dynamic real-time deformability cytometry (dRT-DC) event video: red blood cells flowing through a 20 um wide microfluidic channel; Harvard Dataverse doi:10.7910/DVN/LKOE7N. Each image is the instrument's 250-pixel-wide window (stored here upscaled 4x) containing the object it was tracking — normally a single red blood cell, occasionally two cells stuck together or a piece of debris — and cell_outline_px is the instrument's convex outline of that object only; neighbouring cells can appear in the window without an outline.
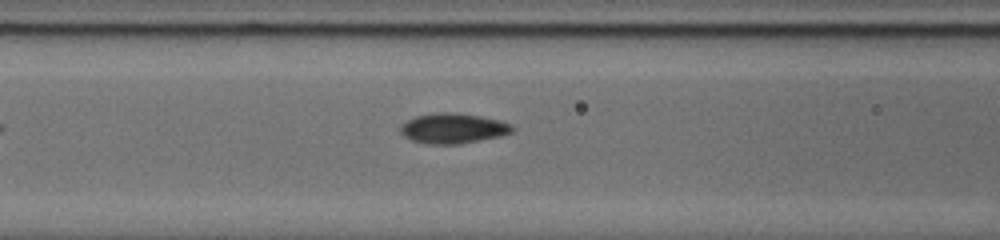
{"species": "common noctule bat (a hibernating species)", "species_latin": "Nyctalus noctula", "temperature_condition": "cold", "stored_images_in_passage": 10, "camera_frame_rate_fps": 3000, "um_per_image_px": 0.085, "animal": {"sex": "male", "body_mass_g": 20.0, "forearm_length_mm": 53.3}, "frame": {"image": 1, "passage_image": 5, "time_ms": 1.333, "image_size_px": [1000, 240], "cell_outline_px": [[516, 128], [512, 132], [500, 136], [456, 144], [432, 144], [412, 140], [404, 136], [400, 132], [400, 128], [408, 120], [416, 116], [436, 112], [456, 112], [480, 116], [512, 124]], "centroid_in_image_um": [38.52, 10.9], "position_along_channel_um": 128.1, "area_um2": 19.42}}
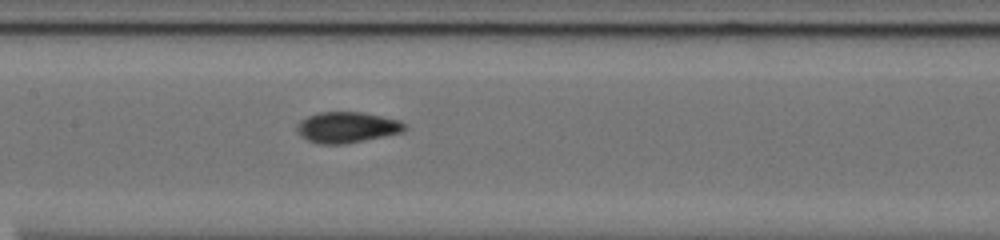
{"frame": {"image": 2, "passage_image": 9, "time_ms": 2.667, "image_size_px": [1000, 240], "cell_outline_px": [[408, 128], [404, 132], [344, 144], [320, 144], [308, 140], [296, 128], [300, 120], [308, 116], [320, 112], [364, 112], [400, 120], [408, 124]], "centroid_in_image_um": [29.57, 10.81], "position_along_channel_um": 177.8, "area_um2": 19.36}}